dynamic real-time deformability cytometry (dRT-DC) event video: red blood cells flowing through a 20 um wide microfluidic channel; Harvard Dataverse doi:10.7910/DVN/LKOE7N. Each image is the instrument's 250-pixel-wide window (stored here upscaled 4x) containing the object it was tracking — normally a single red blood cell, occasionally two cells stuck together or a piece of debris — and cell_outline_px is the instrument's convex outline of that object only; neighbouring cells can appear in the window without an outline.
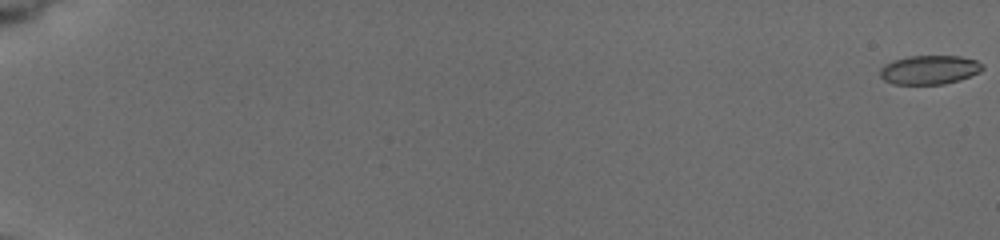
{"species": "common noctule bat (a hibernating species)", "species_latin": "Nyctalus noctula", "temperature_condition": "cold", "stored_images_in_passage": 13, "camera_frame_rate_fps": 3000, "um_per_image_px": 0.085, "animal": {"sex": "female", "body_mass_g": 19.5, "forearm_length_mm": 54.1}, "frame": {"image": 1, "passage_image": 1, "time_ms": 0.0, "image_size_px": [1000, 240], "cell_outline_px": [[984, 68], [980, 72], [944, 84], [896, 84], [884, 80], [880, 76], [880, 68], [884, 64], [892, 60], [908, 56], [960, 56], [976, 60], [984, 64]], "centroid_in_image_um": [78.98, 5.92], "position_along_channel_um": 6.0, "area_um2": 17.28}}